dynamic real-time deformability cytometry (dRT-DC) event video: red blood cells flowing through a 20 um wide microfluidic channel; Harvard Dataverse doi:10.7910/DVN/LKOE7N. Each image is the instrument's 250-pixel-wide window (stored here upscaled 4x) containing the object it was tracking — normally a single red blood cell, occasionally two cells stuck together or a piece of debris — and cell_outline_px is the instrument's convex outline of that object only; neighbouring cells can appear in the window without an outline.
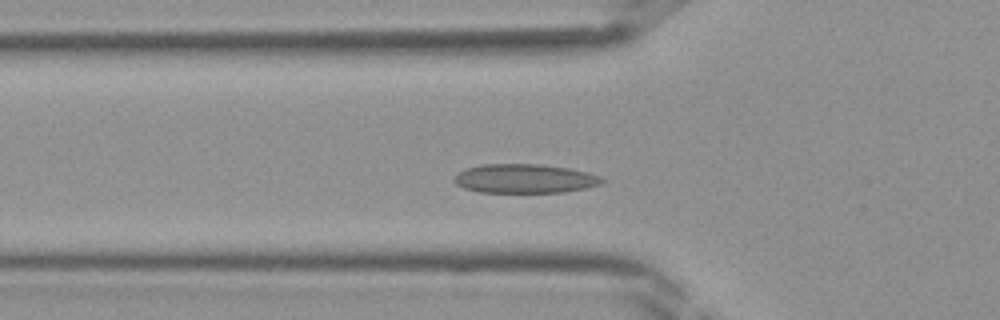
{"species": "Egyptian fruit bat (a non-hibernating species)", "species_latin": "Rousettus aegyptiacus", "temperature_condition": "room temperature", "stored_images_in_passage": 31, "camera_frame_rate_fps": 3000, "um_per_image_px": 0.085, "frame": {"image": 1, "passage_image": 7, "time_ms": 2.0, "image_size_px": [1000, 320], "cell_outline_px": [[604, 180], [600, 184], [584, 188], [564, 192], [480, 192], [464, 188], [456, 184], [456, 172], [480, 164], [540, 164], [568, 168], [588, 172], [600, 176]], "centroid_in_image_um": [44.59, 15.17], "position_along_channel_um": 81.2, "area_um2": 24.85}}
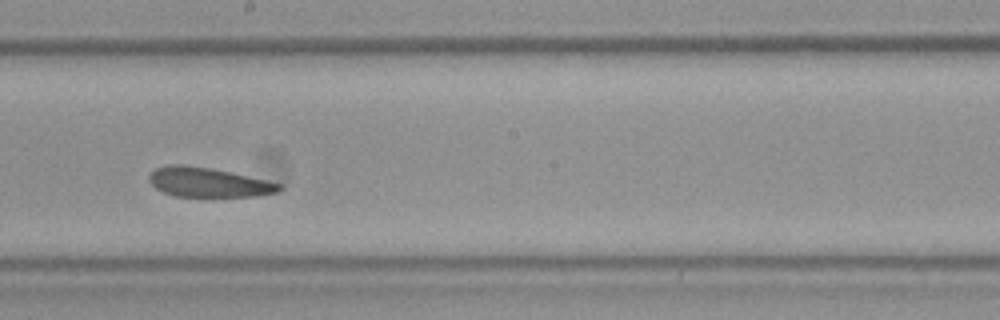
{"frame": {"image": 2, "passage_image": 16, "time_ms": 5.0, "image_size_px": [1000, 320], "cell_outline_px": [[284, 184], [276, 192], [256, 196], [176, 196], [164, 192], [156, 188], [148, 180], [148, 176], [156, 168], [168, 164], [184, 164], [208, 168], [228, 172]], "centroid_in_image_um": [17.67, 15.49], "position_along_channel_um": 230.5, "area_um2": 21.96}}
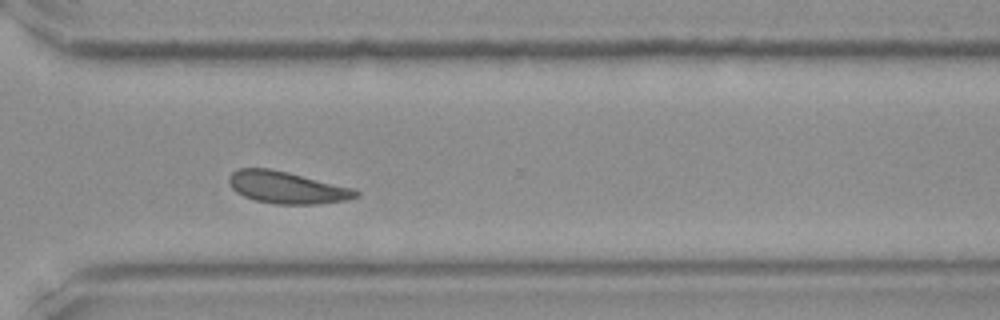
{"frame": {"image": 3, "passage_image": 23, "time_ms": 7.333, "image_size_px": [1000, 320], "cell_outline_px": [[360, 196], [348, 200], [316, 204], [276, 204], [256, 200], [244, 196], [236, 192], [232, 188], [228, 180], [228, 176], [232, 172], [240, 168], [268, 168], [288, 172], [352, 188], [360, 192]], "centroid_in_image_um": [24.39, 15.94], "position_along_channel_um": 346.2, "area_um2": 23.58}}